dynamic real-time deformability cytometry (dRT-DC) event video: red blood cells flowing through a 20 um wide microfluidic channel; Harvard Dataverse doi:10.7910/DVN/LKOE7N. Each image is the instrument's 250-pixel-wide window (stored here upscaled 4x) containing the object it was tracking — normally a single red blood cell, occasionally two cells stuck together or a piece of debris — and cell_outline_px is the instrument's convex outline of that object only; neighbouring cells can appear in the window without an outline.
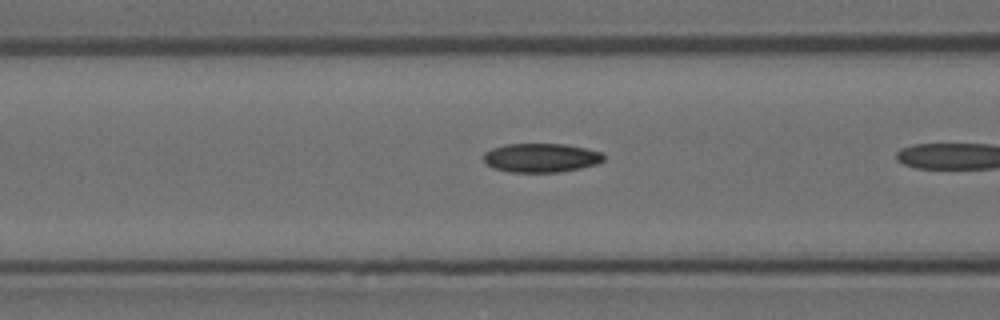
{"species": "Egyptian fruit bat (a non-hibernating species)", "species_latin": "Rousettus aegyptiacus", "temperature_condition": "room temperature", "stored_images_in_passage": 7, "camera_frame_rate_fps": 3000, "um_per_image_px": 0.085, "animal": {"sex": "female"}, "frame": {"image": 1, "passage_image": 6, "time_ms": 1.667, "image_size_px": [1000, 320], "cell_outline_px": [[604, 160], [596, 164], [580, 168], [560, 172], [508, 172], [496, 168], [488, 164], [484, 160], [484, 152], [492, 148], [504, 144], [564, 144], [588, 148], [604, 152]], "centroid_in_image_um": [46.03, 13.4], "position_along_channel_um": 120.6, "area_um2": 20.35}}